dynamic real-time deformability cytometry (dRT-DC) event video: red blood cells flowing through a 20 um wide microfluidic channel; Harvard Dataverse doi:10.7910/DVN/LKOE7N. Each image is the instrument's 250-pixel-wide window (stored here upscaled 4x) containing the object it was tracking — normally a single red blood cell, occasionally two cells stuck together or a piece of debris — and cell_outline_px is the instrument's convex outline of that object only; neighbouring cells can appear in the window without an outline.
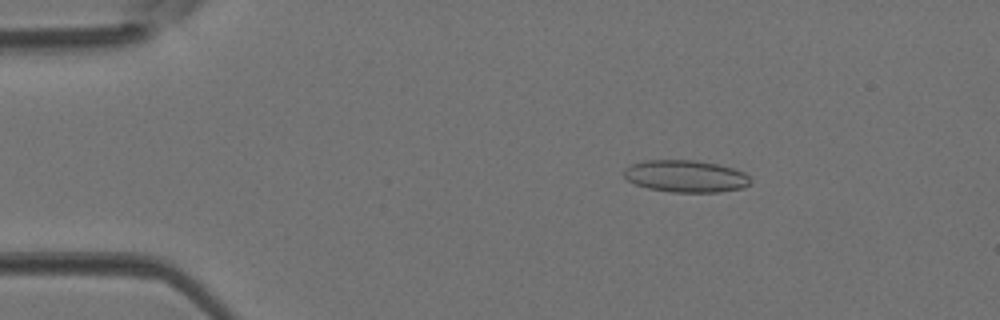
{"species": "Egyptian fruit bat (a non-hibernating species)", "species_latin": "Rousettus aegyptiacus", "temperature_condition": "room temperature", "stored_images_in_passage": 43, "camera_frame_rate_fps": 3000, "um_per_image_px": 0.085, "animal": {"sex": "female"}, "frame": {"image": 1, "passage_image": 7, "time_ms": 2.0, "image_size_px": [1000, 320], "cell_outline_px": [[752, 180], [748, 184], [740, 188], [720, 192], [672, 192], [648, 188], [636, 184], [628, 180], [624, 176], [624, 168], [632, 164], [644, 160], [696, 160], [720, 164], [744, 172]], "centroid_in_image_um": [58.28, 14.97], "position_along_channel_um": 26.7, "area_um2": 23.64}}
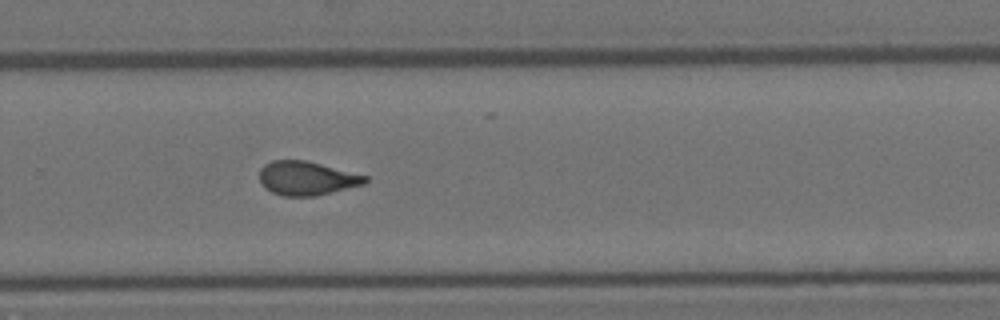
{"frame": {"image": 2, "passage_image": 29, "time_ms": 9.333, "image_size_px": [1000, 320], "cell_outline_px": [[368, 180], [364, 184], [316, 196], [284, 196], [272, 192], [264, 188], [260, 184], [260, 168], [264, 164], [272, 160], [304, 160], [368, 176]], "centroid_in_image_um": [26.03, 15.15], "position_along_channel_um": 303.8, "area_um2": 20.81}}
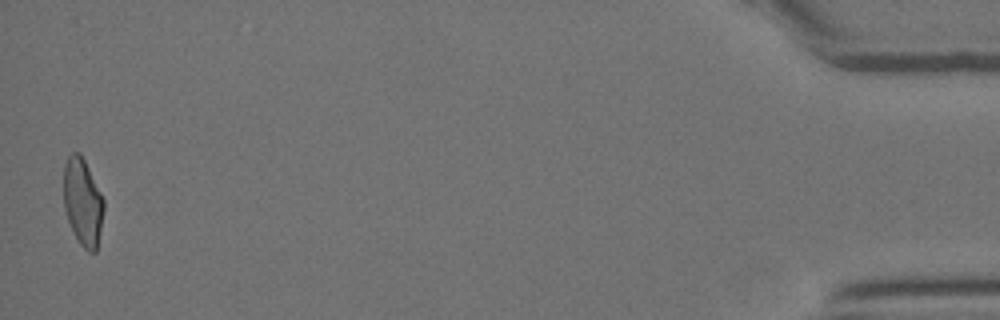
{"frame": {"image": 3, "passage_image": 43, "time_ms": 14.0, "image_size_px": [1000, 320], "cell_outline_px": [[104, 208], [96, 252], [88, 252], [80, 244], [68, 220], [64, 208], [64, 164], [68, 156], [72, 152], [80, 152], [104, 200]], "centroid_in_image_um": [7.02, 17.16], "position_along_channel_um": 428.2, "area_um2": 20.11}}